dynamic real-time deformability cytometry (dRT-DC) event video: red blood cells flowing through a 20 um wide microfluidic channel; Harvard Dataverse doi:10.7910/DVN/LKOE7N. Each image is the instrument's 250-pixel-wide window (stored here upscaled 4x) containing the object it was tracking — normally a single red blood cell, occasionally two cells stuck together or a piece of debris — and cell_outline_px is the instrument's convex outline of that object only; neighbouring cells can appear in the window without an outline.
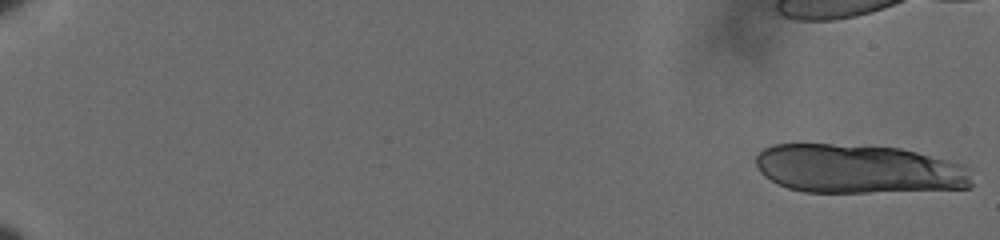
{"species": "human", "species_latin": "Homo sapiens", "temperature_condition": "cold", "stored_images_in_passage": 21, "camera_frame_rate_fps": 3000, "um_per_image_px": 0.085, "donor": {"sex": "male"}, "frame": {"image": 1, "passage_image": 1, "time_ms": 0.0, "image_size_px": [1000, 240], "cell_outline_px": [[972, 188], [868, 192], [804, 192], [788, 188], [764, 176], [760, 172], [756, 164], [756, 156], [764, 148], [772, 144], [832, 144], [900, 148], [964, 164], [968, 168], [972, 184]], "centroid_in_image_um": [72.97, 14.36], "position_along_channel_um": 12.0, "area_um2": 61.56}}